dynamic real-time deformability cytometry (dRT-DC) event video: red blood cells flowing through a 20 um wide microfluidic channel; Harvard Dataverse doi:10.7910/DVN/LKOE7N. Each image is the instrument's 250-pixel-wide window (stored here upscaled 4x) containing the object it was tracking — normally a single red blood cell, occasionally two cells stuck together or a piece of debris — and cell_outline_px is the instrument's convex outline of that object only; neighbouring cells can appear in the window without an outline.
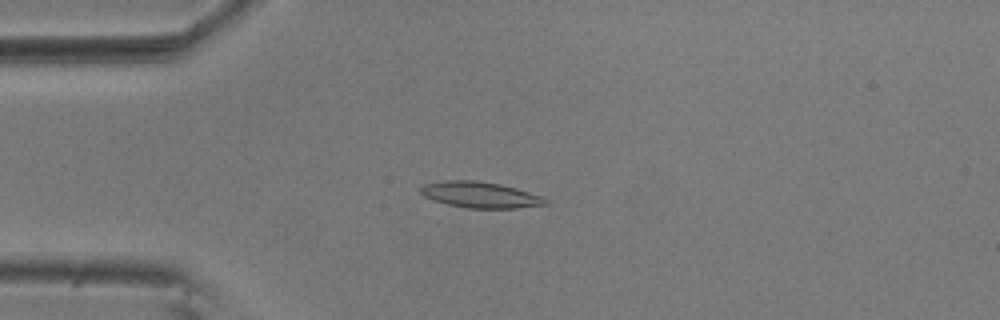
{"species": "common noctule bat (a hibernating species)", "species_latin": "Nyctalus noctula", "temperature_condition": "room temperature", "stored_images_in_passage": 54, "camera_frame_rate_fps": 3000, "um_per_image_px": 0.085, "animal": {"sex": "male", "body_mass_g": 20.5, "forearm_length_mm": 52.5}, "frame": {"image": 1, "passage_image": 13, "time_ms": 4.0, "image_size_px": [1000, 320], "cell_outline_px": [[548, 204], [516, 208], [464, 208], [448, 204], [424, 196], [420, 192], [420, 188], [424, 184], [444, 180], [476, 180], [500, 184], [516, 188], [540, 196], [548, 200]], "centroid_in_image_um": [40.81, 16.55], "position_along_channel_um": 44.2, "area_um2": 18.79}}
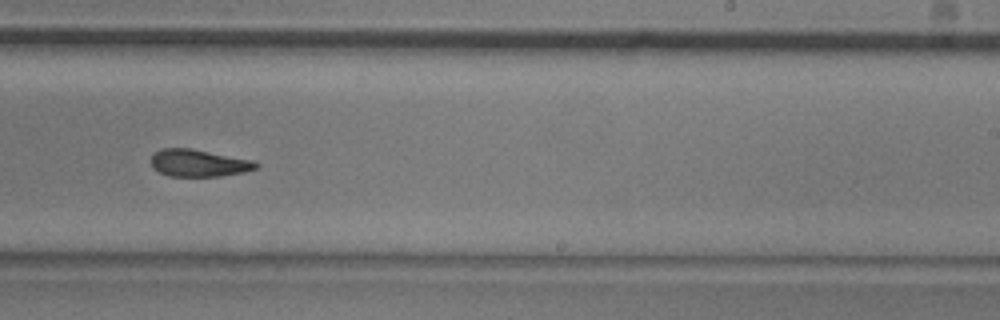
{"frame": {"image": 2, "passage_image": 33, "time_ms": 10.667, "image_size_px": [1000, 320], "cell_outline_px": [[260, 164], [256, 168], [244, 172], [220, 176], [168, 176], [152, 168], [152, 156], [160, 148], [192, 148], [252, 160]], "centroid_in_image_um": [16.88, 13.85], "position_along_channel_um": 272.1, "area_um2": 16.59}}
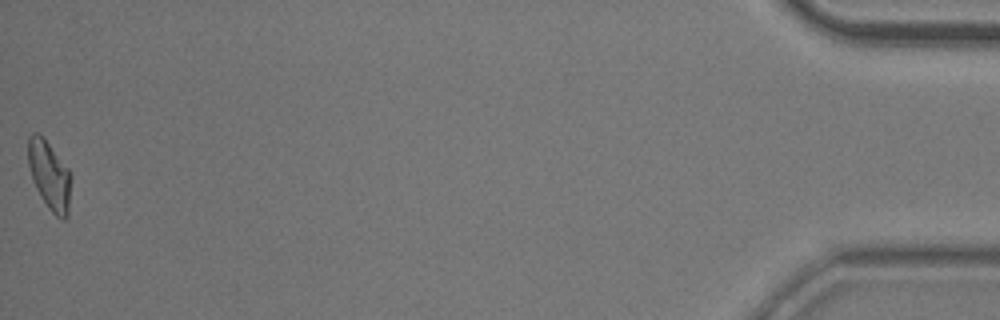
{"frame": {"image": 3, "passage_image": 54, "time_ms": 17.667, "image_size_px": [1000, 320], "cell_outline_px": [[72, 176], [68, 216], [64, 220], [60, 220], [48, 208], [36, 188], [32, 180], [28, 164], [28, 136], [32, 132], [36, 132], [48, 144], [68, 168]], "centroid_in_image_um": [4.22, 14.96], "position_along_channel_um": 431.0, "area_um2": 17.17}, "authors_computed_cell_mechanics": {"area_um2": 17.4267, "velocity_mm_per_s": 3.6845, "shape_relaxation_time_tau1_ms": 7.6205, "shape_relaxation_time_tau2_ms": 3.82, "deformation_change_tau1": 0.2103, "deformation_change_tau2": 0.0847}}